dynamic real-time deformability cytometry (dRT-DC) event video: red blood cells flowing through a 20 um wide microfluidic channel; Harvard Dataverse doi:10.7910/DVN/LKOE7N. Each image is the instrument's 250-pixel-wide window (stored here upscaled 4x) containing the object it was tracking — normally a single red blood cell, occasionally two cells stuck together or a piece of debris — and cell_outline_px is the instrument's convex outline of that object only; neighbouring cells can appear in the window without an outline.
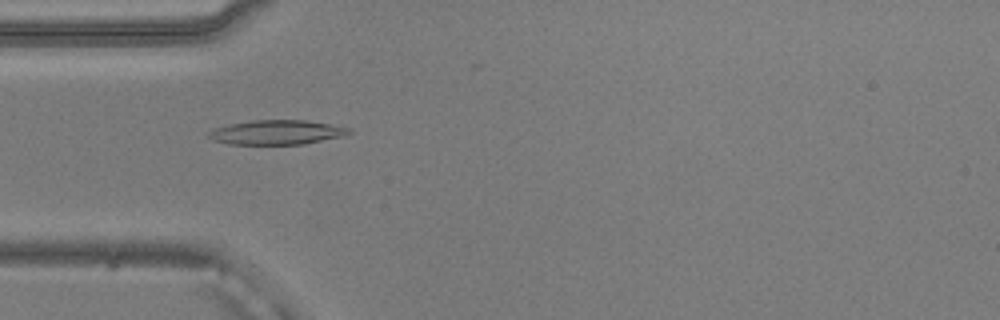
{"species": "common noctule bat (a hibernating species)", "species_latin": "Nyctalus noctula", "temperature_condition": "warm", "stored_images_in_passage": 32, "camera_frame_rate_fps": 3000, "um_per_image_px": 0.085, "animal": {"sex": "male", "body_mass_g": 20.5, "forearm_length_mm": 52.5}, "frame": {"image": 1, "passage_image": 8, "time_ms": 2.333, "image_size_px": [1000, 320], "cell_outline_px": [[352, 132], [344, 136], [304, 144], [228, 144], [212, 140], [208, 136], [208, 132], [212, 128], [252, 120], [304, 120], [352, 128]], "centroid_in_image_um": [23.52, 11.25], "position_along_channel_um": 61.5, "area_um2": 20.0}}
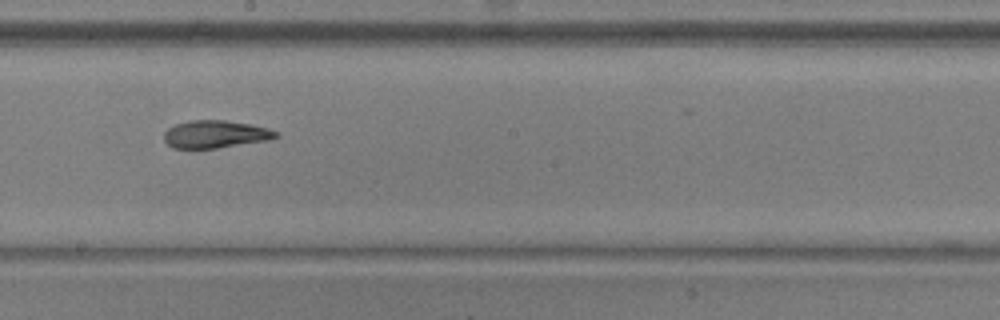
{"frame": {"image": 2, "passage_image": 21, "time_ms": 6.667, "image_size_px": [1000, 320], "cell_outline_px": [[280, 136], [272, 140], [216, 148], [172, 148], [164, 140], [164, 132], [168, 128], [176, 124], [188, 120], [224, 120], [248, 124], [268, 128], [280, 132]], "centroid_in_image_um": [18.34, 11.41], "position_along_channel_um": 229.9, "area_um2": 18.15}}
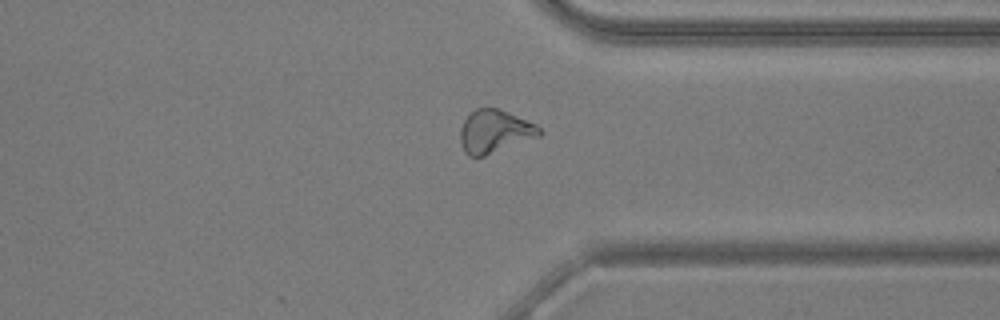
{"frame": {"image": 3, "passage_image": 32, "time_ms": 10.333, "image_size_px": [1000, 320], "cell_outline_px": [[544, 132], [540, 136], [484, 156], [468, 156], [464, 152], [460, 144], [460, 128], [464, 120], [476, 108], [500, 108], [536, 124]], "centroid_in_image_um": [42.05, 11.17], "position_along_channel_um": 369.4, "area_um2": 19.94}, "authors_computed_cell_mechanics": {"area_um2": 18.3226, "velocity_mm_per_s": 3.8665, "shape_relaxation_time_tau1_ms": null, "shape_relaxation_time_tau2_ms": 2.8978, "deformation_change_tau1": null, "deformation_change_tau2": 0.0902}}